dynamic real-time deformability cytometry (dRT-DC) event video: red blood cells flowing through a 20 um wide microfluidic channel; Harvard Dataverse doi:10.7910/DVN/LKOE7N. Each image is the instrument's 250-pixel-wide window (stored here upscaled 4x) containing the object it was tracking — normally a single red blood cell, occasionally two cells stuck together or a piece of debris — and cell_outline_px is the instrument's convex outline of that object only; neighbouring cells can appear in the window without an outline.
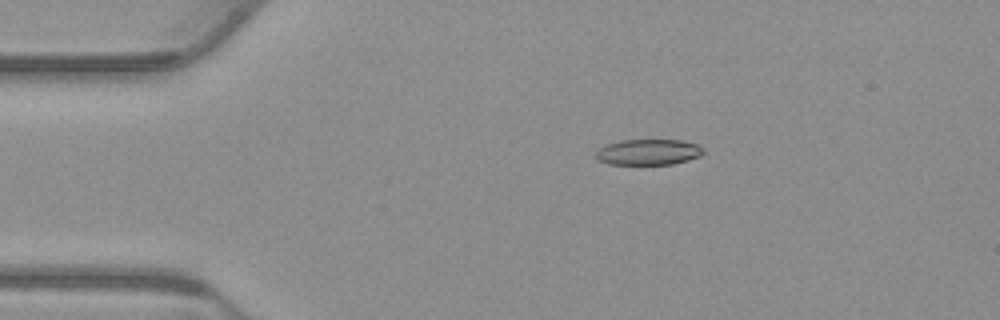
{"species": "common noctule bat (a hibernating species)", "species_latin": "Nyctalus noctula", "temperature_condition": "warm", "stored_images_in_passage": 54, "camera_frame_rate_fps": 3000, "um_per_image_px": 0.085, "animal": {"sex": "male", "body_mass_g": 23.1, "forearm_length_mm": 52.7}, "frame": {"image": 1, "passage_image": 10, "time_ms": 3.0, "image_size_px": [1000, 320], "cell_outline_px": [[704, 152], [700, 156], [688, 160], [672, 164], [608, 164], [596, 160], [596, 152], [600, 148], [608, 144], [620, 140], [684, 140], [696, 144], [704, 148]], "centroid_in_image_um": [55.12, 12.92], "position_along_channel_um": 29.9, "area_um2": 16.18}}
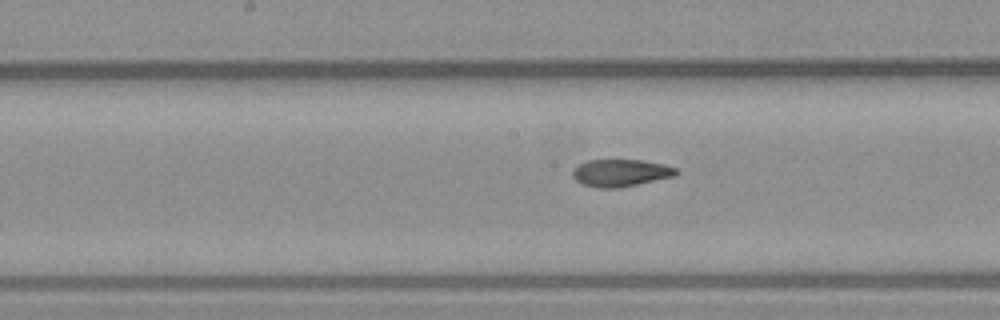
{"frame": {"image": 2, "passage_image": 27, "time_ms": 8.667, "image_size_px": [1000, 320], "cell_outline_px": [[680, 172], [676, 176], [620, 188], [600, 188], [584, 184], [576, 180], [572, 176], [572, 172], [580, 164], [588, 160], [640, 160], [664, 164], [676, 168]], "centroid_in_image_um": [52.81, 14.7], "position_along_channel_um": 195.4, "area_um2": 16.42}}
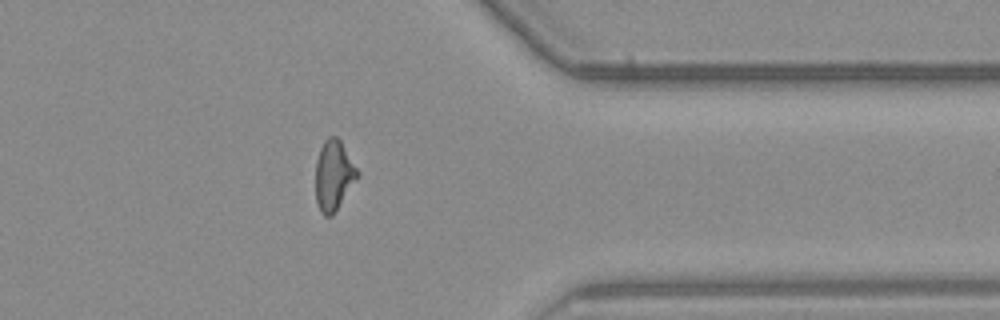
{"frame": {"image": 3, "passage_image": 43, "time_ms": 14.0, "image_size_px": [1000, 320], "cell_outline_px": [[360, 172], [332, 216], [324, 216], [320, 212], [316, 200], [316, 160], [320, 148], [324, 140], [328, 136], [336, 136], [340, 140]], "centroid_in_image_um": [28.34, 14.88], "position_along_channel_um": 383.1, "area_um2": 16.88}, "authors_computed_cell_mechanics": {"area_um2": 17.1666, "velocity_mm_per_s": 3.7888, "shape_relaxation_time_tau1_ms": null, "shape_relaxation_time_tau2_ms": 2.7838, "deformation_change_tau1": null, "deformation_change_tau2": 0.081}}